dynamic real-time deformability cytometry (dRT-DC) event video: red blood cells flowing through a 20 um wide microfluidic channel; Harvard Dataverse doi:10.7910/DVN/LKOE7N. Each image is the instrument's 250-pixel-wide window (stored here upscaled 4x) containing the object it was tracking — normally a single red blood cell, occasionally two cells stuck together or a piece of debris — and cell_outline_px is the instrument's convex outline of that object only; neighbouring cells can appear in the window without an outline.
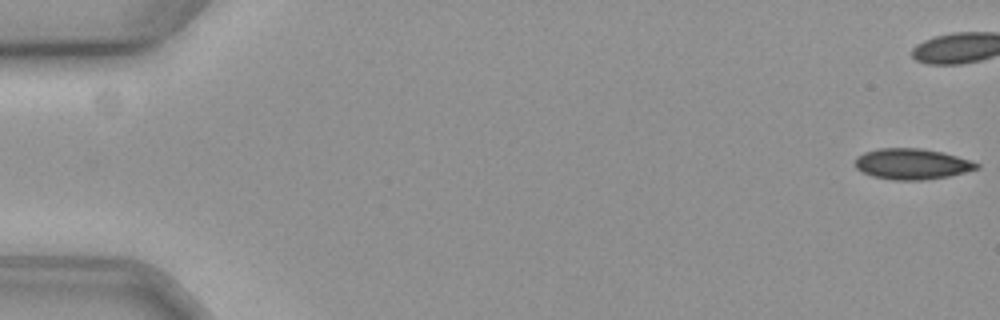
{"species": "common noctule bat (a hibernating species)", "species_latin": "Nyctalus noctula", "temperature_condition": "cold", "stored_images_in_passage": 12, "camera_frame_rate_fps": 3000, "um_per_image_px": 0.085, "animal": {"sex": "female", "body_mass_g": 19.3, "forearm_length_mm": 54.1}, "frame": {"image": 1, "passage_image": 1, "time_ms": 0.0, "image_size_px": [1000, 320], "cell_outline_px": [[980, 168], [948, 176], [924, 180], [892, 180], [872, 176], [856, 168], [856, 160], [864, 152], [880, 148], [920, 148], [940, 152], [956, 156], [980, 164]], "centroid_in_image_um": [77.52, 13.94], "position_along_channel_um": 7.5, "area_um2": 21.5}}